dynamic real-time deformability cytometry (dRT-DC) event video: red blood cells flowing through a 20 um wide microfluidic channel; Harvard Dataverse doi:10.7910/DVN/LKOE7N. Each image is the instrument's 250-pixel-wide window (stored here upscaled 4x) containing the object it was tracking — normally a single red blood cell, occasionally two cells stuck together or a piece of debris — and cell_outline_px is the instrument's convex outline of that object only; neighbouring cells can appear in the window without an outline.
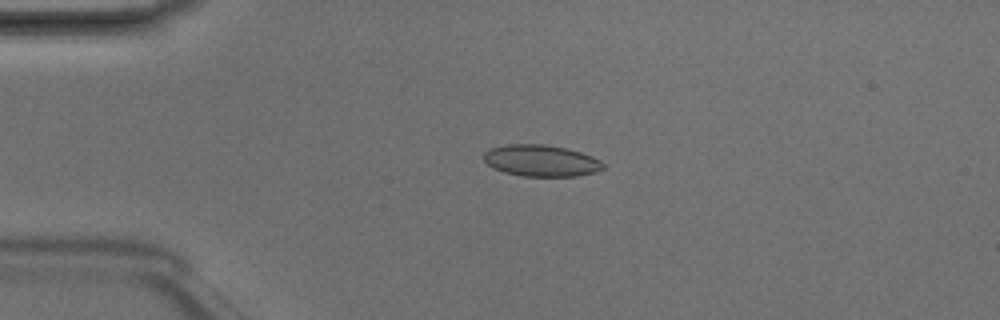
{"species": "Egyptian fruit bat (a non-hibernating species)", "species_latin": "Rousettus aegyptiacus", "temperature_condition": "room temperature", "stored_images_in_passage": 4, "camera_frame_rate_fps": 3000, "um_per_image_px": 0.085, "animal": {"sex": "male"}, "frame": {"image": 1, "passage_image": 3, "time_ms": 0.667, "image_size_px": [1000, 320], "cell_outline_px": [[604, 168], [596, 172], [576, 176], [520, 176], [504, 172], [492, 168], [484, 160], [484, 152], [488, 148], [504, 144], [544, 144], [568, 148], [592, 156], [600, 160], [604, 164]], "centroid_in_image_um": [45.97, 13.65], "position_along_channel_um": 39.0, "area_um2": 22.2}}